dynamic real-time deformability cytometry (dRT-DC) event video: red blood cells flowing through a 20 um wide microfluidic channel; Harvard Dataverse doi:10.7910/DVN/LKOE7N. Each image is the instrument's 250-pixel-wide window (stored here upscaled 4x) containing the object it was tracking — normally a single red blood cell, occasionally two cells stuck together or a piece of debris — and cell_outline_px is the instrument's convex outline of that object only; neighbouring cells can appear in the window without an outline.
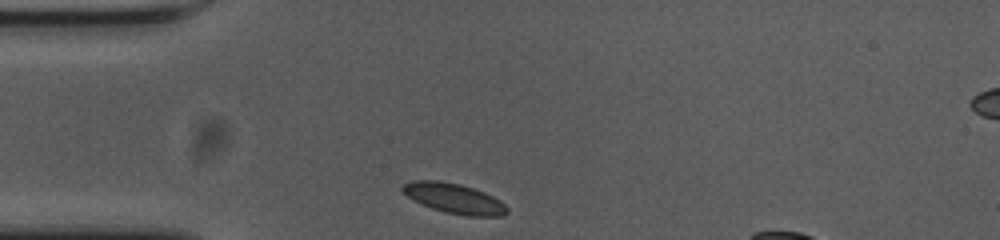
{"species": "common noctule bat (a hibernating species)", "species_latin": "Nyctalus noctula", "temperature_condition": "cold", "stored_images_in_passage": 31, "camera_frame_rate_fps": 3000, "um_per_image_px": 0.085, "animal": {"sex": "female", "body_mass_g": 23.0, "forearm_length_mm": 53.4}, "frame": {"image": 1, "passage_image": 1, "time_ms": 0.0, "image_size_px": [1000, 240], "cell_outline_px": [[508, 212], [504, 216], [468, 216], [444, 212], [432, 208], [408, 196], [400, 188], [404, 184], [412, 180], [440, 180], [460, 184], [484, 192], [500, 200], [508, 208]], "centroid_in_image_um": [38.63, 16.86], "position_along_channel_um": 46.4, "area_um2": 18.15}}
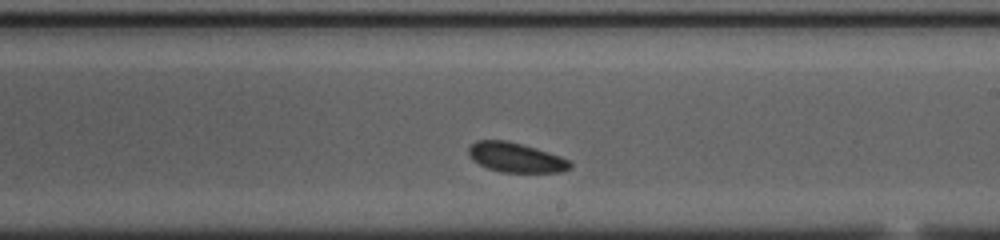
{"frame": {"image": 2, "passage_image": 19, "time_ms": 6.0, "image_size_px": [1000, 240], "cell_outline_px": [[572, 168], [564, 172], [500, 172], [488, 168], [472, 160], [468, 152], [468, 148], [476, 140], [508, 140], [536, 148], [560, 156], [568, 160], [572, 164]], "centroid_in_image_um": [43.85, 13.39], "position_along_channel_um": 245.1, "area_um2": 17.57}}
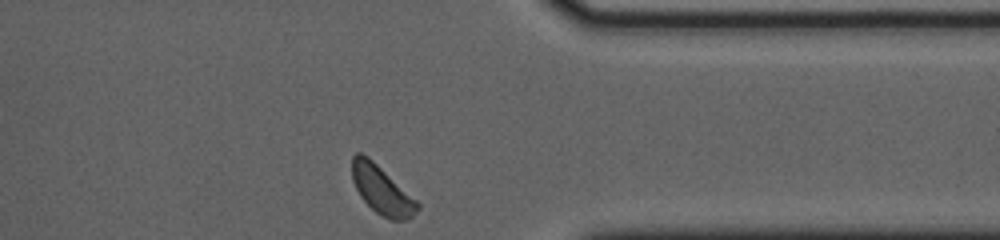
{"frame": {"image": 3, "passage_image": 31, "time_ms": 10.0, "image_size_px": [1000, 240], "cell_outline_px": [[420, 208], [412, 216], [404, 220], [388, 220], [380, 216], [360, 196], [352, 180], [352, 156], [356, 152], [360, 152], [368, 156], [416, 200], [420, 204]], "centroid_in_image_um": [32.43, 16.15], "position_along_channel_um": 379.0, "area_um2": 18.21}, "authors_computed_cell_mechanics": {"area_um2": 17.8024, "velocity_mm_per_s": 3.5799, "shape_relaxation_time_tau1_ms": null, "shape_relaxation_time_tau2_ms": 3.9167, "deformation_change_tau1": null, "deformation_change_tau2": 0.0548}}